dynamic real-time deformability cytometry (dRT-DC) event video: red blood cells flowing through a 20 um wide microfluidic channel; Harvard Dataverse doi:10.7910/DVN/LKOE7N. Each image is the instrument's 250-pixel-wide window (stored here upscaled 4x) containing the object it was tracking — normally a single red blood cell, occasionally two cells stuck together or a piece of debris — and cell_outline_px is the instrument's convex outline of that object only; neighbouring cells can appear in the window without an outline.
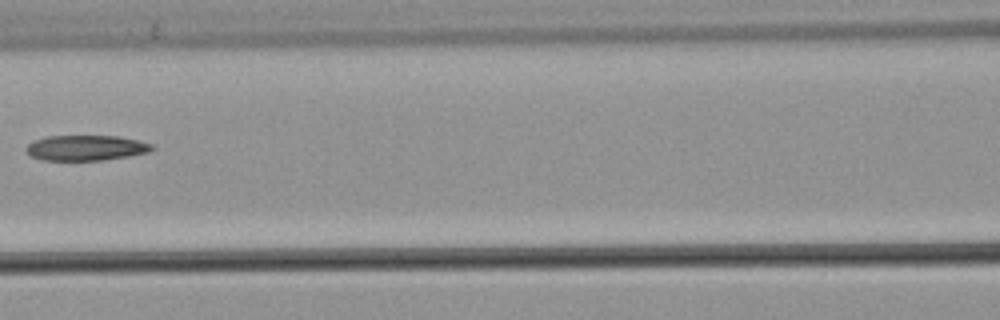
{"species": "common noctule bat (a hibernating species)", "species_latin": "Nyctalus noctula", "temperature_condition": "warm", "stored_images_in_passage": 6, "camera_frame_rate_fps": 3000, "um_per_image_px": 0.085, "animal": {"sex": "male", "body_mass_g": 21.5, "forearm_length_mm": 52.0}, "frame": {"image": 1, "passage_image": 6, "time_ms": 1.667, "image_size_px": [1000, 320], "cell_outline_px": [[156, 148], [148, 152], [128, 156], [104, 160], [44, 160], [32, 156], [24, 148], [28, 144], [44, 136], [120, 136], [152, 144]], "centroid_in_image_um": [7.32, 12.56], "position_along_channel_um": 159.3, "area_um2": 18.5}}